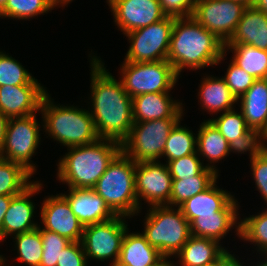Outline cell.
<instances>
[{"instance_id":"f5cc1de1","label":"cell","mask_w":267,"mask_h":266,"mask_svg":"<svg viewBox=\"0 0 267 266\" xmlns=\"http://www.w3.org/2000/svg\"><path fill=\"white\" fill-rule=\"evenodd\" d=\"M264 139H265V142H266V145H267V129L264 131Z\"/></svg>"},{"instance_id":"2e32d148","label":"cell","mask_w":267,"mask_h":266,"mask_svg":"<svg viewBox=\"0 0 267 266\" xmlns=\"http://www.w3.org/2000/svg\"><path fill=\"white\" fill-rule=\"evenodd\" d=\"M44 184L40 181H34L21 194L11 199L10 206L6 211L2 222L1 243L8 236H14L23 232L36 229L40 224L33 220L36 216V204L31 200L35 194H39Z\"/></svg>"},{"instance_id":"30bf717a","label":"cell","mask_w":267,"mask_h":266,"mask_svg":"<svg viewBox=\"0 0 267 266\" xmlns=\"http://www.w3.org/2000/svg\"><path fill=\"white\" fill-rule=\"evenodd\" d=\"M127 218L117 215L109 221L84 227L81 243L88 262L110 261L109 266L116 265L122 240L129 226Z\"/></svg>"},{"instance_id":"7dc6e473","label":"cell","mask_w":267,"mask_h":266,"mask_svg":"<svg viewBox=\"0 0 267 266\" xmlns=\"http://www.w3.org/2000/svg\"><path fill=\"white\" fill-rule=\"evenodd\" d=\"M171 263V259L163 256L156 264L149 266H172Z\"/></svg>"},{"instance_id":"4dcf8cb0","label":"cell","mask_w":267,"mask_h":266,"mask_svg":"<svg viewBox=\"0 0 267 266\" xmlns=\"http://www.w3.org/2000/svg\"><path fill=\"white\" fill-rule=\"evenodd\" d=\"M181 121L174 126L167 138L162 155L165 163L197 152V133L182 126Z\"/></svg>"},{"instance_id":"f907efd6","label":"cell","mask_w":267,"mask_h":266,"mask_svg":"<svg viewBox=\"0 0 267 266\" xmlns=\"http://www.w3.org/2000/svg\"><path fill=\"white\" fill-rule=\"evenodd\" d=\"M260 255L264 256L263 260L260 259V262L258 261L257 265L252 264L253 266H267V253H262Z\"/></svg>"},{"instance_id":"e575fe53","label":"cell","mask_w":267,"mask_h":266,"mask_svg":"<svg viewBox=\"0 0 267 266\" xmlns=\"http://www.w3.org/2000/svg\"><path fill=\"white\" fill-rule=\"evenodd\" d=\"M34 79L22 63L6 54V51L0 50V87L27 85Z\"/></svg>"},{"instance_id":"f6af8a7d","label":"cell","mask_w":267,"mask_h":266,"mask_svg":"<svg viewBox=\"0 0 267 266\" xmlns=\"http://www.w3.org/2000/svg\"><path fill=\"white\" fill-rule=\"evenodd\" d=\"M13 197L14 196L0 195V242H1L2 222H3L4 216L6 214V211L8 210V208L10 206L11 199Z\"/></svg>"},{"instance_id":"8d00e7d4","label":"cell","mask_w":267,"mask_h":266,"mask_svg":"<svg viewBox=\"0 0 267 266\" xmlns=\"http://www.w3.org/2000/svg\"><path fill=\"white\" fill-rule=\"evenodd\" d=\"M230 153H249L250 160L255 156L264 153L267 145L264 139V132L260 129H249L244 135L229 143Z\"/></svg>"},{"instance_id":"4fadbf2b","label":"cell","mask_w":267,"mask_h":266,"mask_svg":"<svg viewBox=\"0 0 267 266\" xmlns=\"http://www.w3.org/2000/svg\"><path fill=\"white\" fill-rule=\"evenodd\" d=\"M172 176L167 164L161 161L136 163L135 185L139 208L146 206L169 205L172 191Z\"/></svg>"},{"instance_id":"60d3db41","label":"cell","mask_w":267,"mask_h":266,"mask_svg":"<svg viewBox=\"0 0 267 266\" xmlns=\"http://www.w3.org/2000/svg\"><path fill=\"white\" fill-rule=\"evenodd\" d=\"M250 163V171L251 175H253L255 188H257L267 205V150L251 159Z\"/></svg>"},{"instance_id":"5bb4252c","label":"cell","mask_w":267,"mask_h":266,"mask_svg":"<svg viewBox=\"0 0 267 266\" xmlns=\"http://www.w3.org/2000/svg\"><path fill=\"white\" fill-rule=\"evenodd\" d=\"M114 24L123 35L164 19L158 0H106Z\"/></svg>"},{"instance_id":"816d5d0a","label":"cell","mask_w":267,"mask_h":266,"mask_svg":"<svg viewBox=\"0 0 267 266\" xmlns=\"http://www.w3.org/2000/svg\"><path fill=\"white\" fill-rule=\"evenodd\" d=\"M7 0H0V11L4 8Z\"/></svg>"},{"instance_id":"4316f807","label":"cell","mask_w":267,"mask_h":266,"mask_svg":"<svg viewBox=\"0 0 267 266\" xmlns=\"http://www.w3.org/2000/svg\"><path fill=\"white\" fill-rule=\"evenodd\" d=\"M228 248L216 240L191 236L181 250L172 258H178V263L172 261V266H205L214 262Z\"/></svg>"},{"instance_id":"8fae6325","label":"cell","mask_w":267,"mask_h":266,"mask_svg":"<svg viewBox=\"0 0 267 266\" xmlns=\"http://www.w3.org/2000/svg\"><path fill=\"white\" fill-rule=\"evenodd\" d=\"M174 22L175 17L166 16L159 22L125 34L130 45L123 62L167 60Z\"/></svg>"},{"instance_id":"b9f144b4","label":"cell","mask_w":267,"mask_h":266,"mask_svg":"<svg viewBox=\"0 0 267 266\" xmlns=\"http://www.w3.org/2000/svg\"><path fill=\"white\" fill-rule=\"evenodd\" d=\"M81 241L71 242L62 251L56 266H88Z\"/></svg>"},{"instance_id":"f546056e","label":"cell","mask_w":267,"mask_h":266,"mask_svg":"<svg viewBox=\"0 0 267 266\" xmlns=\"http://www.w3.org/2000/svg\"><path fill=\"white\" fill-rule=\"evenodd\" d=\"M32 176L21 164L0 158V195L21 194L35 181Z\"/></svg>"},{"instance_id":"44dd1931","label":"cell","mask_w":267,"mask_h":266,"mask_svg":"<svg viewBox=\"0 0 267 266\" xmlns=\"http://www.w3.org/2000/svg\"><path fill=\"white\" fill-rule=\"evenodd\" d=\"M201 82L198 86L199 92L198 102L200 107L208 114L212 115L223 113L232 109L237 105L236 97L231 93L225 80L220 76H212L205 74L201 78Z\"/></svg>"},{"instance_id":"bcb514c9","label":"cell","mask_w":267,"mask_h":266,"mask_svg":"<svg viewBox=\"0 0 267 266\" xmlns=\"http://www.w3.org/2000/svg\"><path fill=\"white\" fill-rule=\"evenodd\" d=\"M9 118L6 117L1 111H0V154L4 146V140H5V134H6V128L8 124Z\"/></svg>"},{"instance_id":"d6986e66","label":"cell","mask_w":267,"mask_h":266,"mask_svg":"<svg viewBox=\"0 0 267 266\" xmlns=\"http://www.w3.org/2000/svg\"><path fill=\"white\" fill-rule=\"evenodd\" d=\"M239 202L235 196L215 215L199 216L190 222L191 236L210 238L218 241L225 238L232 228L239 238L240 216ZM239 208V209H238Z\"/></svg>"},{"instance_id":"d4e9b609","label":"cell","mask_w":267,"mask_h":266,"mask_svg":"<svg viewBox=\"0 0 267 266\" xmlns=\"http://www.w3.org/2000/svg\"><path fill=\"white\" fill-rule=\"evenodd\" d=\"M217 182L216 179L206 190L179 206L189 223L199 216L215 215L234 197L229 191L219 188Z\"/></svg>"},{"instance_id":"7bdbcfd3","label":"cell","mask_w":267,"mask_h":266,"mask_svg":"<svg viewBox=\"0 0 267 266\" xmlns=\"http://www.w3.org/2000/svg\"><path fill=\"white\" fill-rule=\"evenodd\" d=\"M167 16L192 17L196 0H158Z\"/></svg>"},{"instance_id":"cb8c5ba5","label":"cell","mask_w":267,"mask_h":266,"mask_svg":"<svg viewBox=\"0 0 267 266\" xmlns=\"http://www.w3.org/2000/svg\"><path fill=\"white\" fill-rule=\"evenodd\" d=\"M128 228L123 237L120 255L115 266H149L156 264L163 255L139 232Z\"/></svg>"},{"instance_id":"6da1fadb","label":"cell","mask_w":267,"mask_h":266,"mask_svg":"<svg viewBox=\"0 0 267 266\" xmlns=\"http://www.w3.org/2000/svg\"><path fill=\"white\" fill-rule=\"evenodd\" d=\"M90 57V102L88 110L100 139H110L120 144L128 137L134 124L132 98L124 90L105 63L94 53ZM105 65V66H104Z\"/></svg>"},{"instance_id":"8992f818","label":"cell","mask_w":267,"mask_h":266,"mask_svg":"<svg viewBox=\"0 0 267 266\" xmlns=\"http://www.w3.org/2000/svg\"><path fill=\"white\" fill-rule=\"evenodd\" d=\"M147 209L141 233L151 246L171 259L191 237L190 223L180 207L157 205Z\"/></svg>"},{"instance_id":"277c9868","label":"cell","mask_w":267,"mask_h":266,"mask_svg":"<svg viewBox=\"0 0 267 266\" xmlns=\"http://www.w3.org/2000/svg\"><path fill=\"white\" fill-rule=\"evenodd\" d=\"M74 104H56L47 93L40 106L43 131L66 148L89 145L100 138L88 109ZM58 141V142H57Z\"/></svg>"},{"instance_id":"5b68a950","label":"cell","mask_w":267,"mask_h":266,"mask_svg":"<svg viewBox=\"0 0 267 266\" xmlns=\"http://www.w3.org/2000/svg\"><path fill=\"white\" fill-rule=\"evenodd\" d=\"M135 170L136 163L121 151L92 188L116 215L128 219L142 212L136 196Z\"/></svg>"},{"instance_id":"52a82bcc","label":"cell","mask_w":267,"mask_h":266,"mask_svg":"<svg viewBox=\"0 0 267 266\" xmlns=\"http://www.w3.org/2000/svg\"><path fill=\"white\" fill-rule=\"evenodd\" d=\"M119 74L124 90L131 98L145 93L171 92L179 79L167 60L122 62Z\"/></svg>"},{"instance_id":"f35d334b","label":"cell","mask_w":267,"mask_h":266,"mask_svg":"<svg viewBox=\"0 0 267 266\" xmlns=\"http://www.w3.org/2000/svg\"><path fill=\"white\" fill-rule=\"evenodd\" d=\"M166 164L173 180L195 177L206 168L197 152L168 161Z\"/></svg>"},{"instance_id":"ee69618b","label":"cell","mask_w":267,"mask_h":266,"mask_svg":"<svg viewBox=\"0 0 267 266\" xmlns=\"http://www.w3.org/2000/svg\"><path fill=\"white\" fill-rule=\"evenodd\" d=\"M236 254H232V251L229 252L227 249L219 258H217L214 262L210 263L209 265L205 266H242L244 264V261L239 260V257H237ZM242 263H241V262Z\"/></svg>"},{"instance_id":"7c38bea8","label":"cell","mask_w":267,"mask_h":266,"mask_svg":"<svg viewBox=\"0 0 267 266\" xmlns=\"http://www.w3.org/2000/svg\"><path fill=\"white\" fill-rule=\"evenodd\" d=\"M246 8L231 0H196L192 17L225 44Z\"/></svg>"},{"instance_id":"ac0fdd59","label":"cell","mask_w":267,"mask_h":266,"mask_svg":"<svg viewBox=\"0 0 267 266\" xmlns=\"http://www.w3.org/2000/svg\"><path fill=\"white\" fill-rule=\"evenodd\" d=\"M182 100H176L170 92L145 93L132 98L134 123L156 119H184L186 114Z\"/></svg>"},{"instance_id":"83f0119b","label":"cell","mask_w":267,"mask_h":266,"mask_svg":"<svg viewBox=\"0 0 267 266\" xmlns=\"http://www.w3.org/2000/svg\"><path fill=\"white\" fill-rule=\"evenodd\" d=\"M227 52H232L230 59L255 79L267 78V51L247 44H225Z\"/></svg>"},{"instance_id":"9a60e30c","label":"cell","mask_w":267,"mask_h":266,"mask_svg":"<svg viewBox=\"0 0 267 266\" xmlns=\"http://www.w3.org/2000/svg\"><path fill=\"white\" fill-rule=\"evenodd\" d=\"M40 206L41 228L58 233L71 242L81 241L84 226L73 214L66 198L61 194L48 195Z\"/></svg>"},{"instance_id":"d6a6232c","label":"cell","mask_w":267,"mask_h":266,"mask_svg":"<svg viewBox=\"0 0 267 266\" xmlns=\"http://www.w3.org/2000/svg\"><path fill=\"white\" fill-rule=\"evenodd\" d=\"M53 0H7L0 11V18L29 20L47 14L55 8Z\"/></svg>"},{"instance_id":"7a4b0ae2","label":"cell","mask_w":267,"mask_h":266,"mask_svg":"<svg viewBox=\"0 0 267 266\" xmlns=\"http://www.w3.org/2000/svg\"><path fill=\"white\" fill-rule=\"evenodd\" d=\"M226 55L225 44L193 17H175L167 61L179 77L184 68L197 71L217 66Z\"/></svg>"},{"instance_id":"ffe728a7","label":"cell","mask_w":267,"mask_h":266,"mask_svg":"<svg viewBox=\"0 0 267 266\" xmlns=\"http://www.w3.org/2000/svg\"><path fill=\"white\" fill-rule=\"evenodd\" d=\"M68 189V193L61 194L66 198L73 214L84 227L109 221L117 216L93 189Z\"/></svg>"},{"instance_id":"603a6c76","label":"cell","mask_w":267,"mask_h":266,"mask_svg":"<svg viewBox=\"0 0 267 266\" xmlns=\"http://www.w3.org/2000/svg\"><path fill=\"white\" fill-rule=\"evenodd\" d=\"M237 104L250 129H267V79H256Z\"/></svg>"},{"instance_id":"7402d4cb","label":"cell","mask_w":267,"mask_h":266,"mask_svg":"<svg viewBox=\"0 0 267 266\" xmlns=\"http://www.w3.org/2000/svg\"><path fill=\"white\" fill-rule=\"evenodd\" d=\"M225 44H247L267 51V13L256 7H247Z\"/></svg>"},{"instance_id":"ab89813d","label":"cell","mask_w":267,"mask_h":266,"mask_svg":"<svg viewBox=\"0 0 267 266\" xmlns=\"http://www.w3.org/2000/svg\"><path fill=\"white\" fill-rule=\"evenodd\" d=\"M224 77L227 86L231 93L238 99L253 85L256 80L249 75L244 69L237 66L232 60L227 66Z\"/></svg>"},{"instance_id":"e0dca14e","label":"cell","mask_w":267,"mask_h":266,"mask_svg":"<svg viewBox=\"0 0 267 266\" xmlns=\"http://www.w3.org/2000/svg\"><path fill=\"white\" fill-rule=\"evenodd\" d=\"M48 92L36 78L27 85L1 86L0 111L8 118L36 114Z\"/></svg>"},{"instance_id":"74e56055","label":"cell","mask_w":267,"mask_h":266,"mask_svg":"<svg viewBox=\"0 0 267 266\" xmlns=\"http://www.w3.org/2000/svg\"><path fill=\"white\" fill-rule=\"evenodd\" d=\"M42 238V259L39 266H56L61 251L71 243L67 238L60 236L58 233L45 230L39 225L37 227Z\"/></svg>"},{"instance_id":"f1b7e54d","label":"cell","mask_w":267,"mask_h":266,"mask_svg":"<svg viewBox=\"0 0 267 266\" xmlns=\"http://www.w3.org/2000/svg\"><path fill=\"white\" fill-rule=\"evenodd\" d=\"M218 177L219 175L217 172L206 167L195 177H188L183 180H172L170 206L179 207L187 199L206 190Z\"/></svg>"},{"instance_id":"d590c367","label":"cell","mask_w":267,"mask_h":266,"mask_svg":"<svg viewBox=\"0 0 267 266\" xmlns=\"http://www.w3.org/2000/svg\"><path fill=\"white\" fill-rule=\"evenodd\" d=\"M210 120L214 126L219 130L222 136L228 141L232 142L236 138L244 135L250 128L247 126L244 116L241 111L235 109L223 112L212 117Z\"/></svg>"},{"instance_id":"1f68e13d","label":"cell","mask_w":267,"mask_h":266,"mask_svg":"<svg viewBox=\"0 0 267 266\" xmlns=\"http://www.w3.org/2000/svg\"><path fill=\"white\" fill-rule=\"evenodd\" d=\"M239 238L254 245L256 254L267 253V208L241 219Z\"/></svg>"},{"instance_id":"484cf974","label":"cell","mask_w":267,"mask_h":266,"mask_svg":"<svg viewBox=\"0 0 267 266\" xmlns=\"http://www.w3.org/2000/svg\"><path fill=\"white\" fill-rule=\"evenodd\" d=\"M197 153L206 167L219 173L216 163L230 154L229 143L210 120H204L197 131ZM206 159V160H205ZM204 160L208 163H204Z\"/></svg>"},{"instance_id":"11a10c76","label":"cell","mask_w":267,"mask_h":266,"mask_svg":"<svg viewBox=\"0 0 267 266\" xmlns=\"http://www.w3.org/2000/svg\"><path fill=\"white\" fill-rule=\"evenodd\" d=\"M6 262H7L6 257H3V266H7Z\"/></svg>"},{"instance_id":"681fc988","label":"cell","mask_w":267,"mask_h":266,"mask_svg":"<svg viewBox=\"0 0 267 266\" xmlns=\"http://www.w3.org/2000/svg\"><path fill=\"white\" fill-rule=\"evenodd\" d=\"M231 1L239 2L246 7H255L257 3V0H231Z\"/></svg>"},{"instance_id":"9c48e42d","label":"cell","mask_w":267,"mask_h":266,"mask_svg":"<svg viewBox=\"0 0 267 266\" xmlns=\"http://www.w3.org/2000/svg\"><path fill=\"white\" fill-rule=\"evenodd\" d=\"M183 119H156L134 123L121 151L135 163L160 161L167 138L174 126Z\"/></svg>"},{"instance_id":"3957f363","label":"cell","mask_w":267,"mask_h":266,"mask_svg":"<svg viewBox=\"0 0 267 266\" xmlns=\"http://www.w3.org/2000/svg\"><path fill=\"white\" fill-rule=\"evenodd\" d=\"M120 152L121 144L110 139L69 147L58 159L56 178L68 188L92 189Z\"/></svg>"},{"instance_id":"836d02e7","label":"cell","mask_w":267,"mask_h":266,"mask_svg":"<svg viewBox=\"0 0 267 266\" xmlns=\"http://www.w3.org/2000/svg\"><path fill=\"white\" fill-rule=\"evenodd\" d=\"M14 251H17L16 260L27 266H39L43 247L42 238L38 228L13 236Z\"/></svg>"},{"instance_id":"db71d44e","label":"cell","mask_w":267,"mask_h":266,"mask_svg":"<svg viewBox=\"0 0 267 266\" xmlns=\"http://www.w3.org/2000/svg\"><path fill=\"white\" fill-rule=\"evenodd\" d=\"M3 255L2 254H0V266H3Z\"/></svg>"},{"instance_id":"ba28073f","label":"cell","mask_w":267,"mask_h":266,"mask_svg":"<svg viewBox=\"0 0 267 266\" xmlns=\"http://www.w3.org/2000/svg\"><path fill=\"white\" fill-rule=\"evenodd\" d=\"M36 116L37 113L9 118L0 154V158L21 164L32 175L37 173V167L31 159L41 145L40 131L43 130L40 129L43 128V121L39 122Z\"/></svg>"},{"instance_id":"c3c4849f","label":"cell","mask_w":267,"mask_h":266,"mask_svg":"<svg viewBox=\"0 0 267 266\" xmlns=\"http://www.w3.org/2000/svg\"><path fill=\"white\" fill-rule=\"evenodd\" d=\"M255 7L267 13V0H257Z\"/></svg>"}]
</instances>
